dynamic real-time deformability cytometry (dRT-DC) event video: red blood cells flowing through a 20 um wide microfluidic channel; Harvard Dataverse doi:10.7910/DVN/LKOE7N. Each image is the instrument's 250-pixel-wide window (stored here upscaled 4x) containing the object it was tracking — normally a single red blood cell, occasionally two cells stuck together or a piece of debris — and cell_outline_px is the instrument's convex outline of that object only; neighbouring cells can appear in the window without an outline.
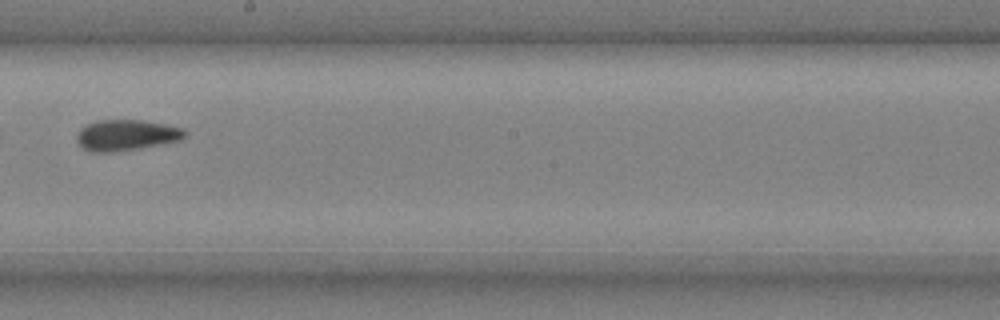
{"species": "common noctule bat (a hibernating species)", "species_latin": "Nyctalus noctula", "temperature_condition": "cold", "stored_images_in_passage": 7, "camera_frame_rate_fps": 3000, "um_per_image_px": 0.085, "animal": {"sex": "male", "body_mass_g": 20.4}, "frame": {"image": 1, "passage_image": 6, "time_ms": 1.667, "image_size_px": [1000, 320], "cell_outline_px": [[188, 132], [180, 140], [140, 148], [112, 152], [88, 152], [80, 148], [76, 140], [76, 136], [80, 128], [88, 124], [100, 120], [144, 120], [184, 128]], "centroid_in_image_um": [10.7, 11.49], "position_along_channel_um": 237.5, "area_um2": 19.59}}
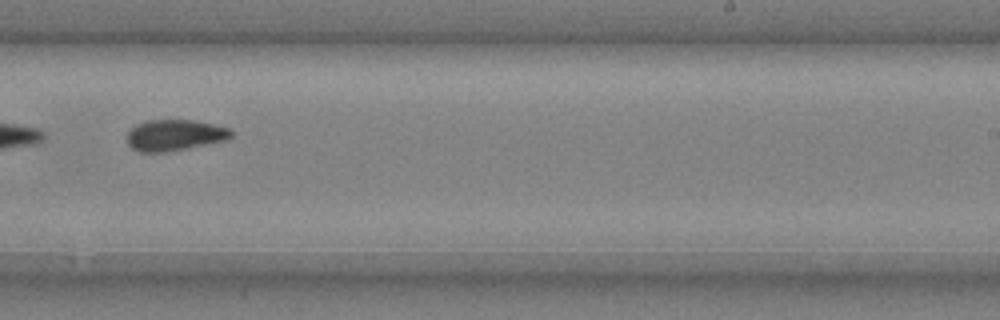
{"frame": {"image": 2, "passage_image": 7, "time_ms": 2.0, "image_size_px": [1000, 320], "cell_outline_px": [[232, 136], [224, 140], [168, 152], [140, 152], [132, 148], [128, 144], [128, 132], [136, 124], [148, 120], [192, 120], [212, 124], [228, 128], [232, 132]], "centroid_in_image_um": [14.81, 11.49], "position_along_channel_um": 274.2, "area_um2": 18.61}}